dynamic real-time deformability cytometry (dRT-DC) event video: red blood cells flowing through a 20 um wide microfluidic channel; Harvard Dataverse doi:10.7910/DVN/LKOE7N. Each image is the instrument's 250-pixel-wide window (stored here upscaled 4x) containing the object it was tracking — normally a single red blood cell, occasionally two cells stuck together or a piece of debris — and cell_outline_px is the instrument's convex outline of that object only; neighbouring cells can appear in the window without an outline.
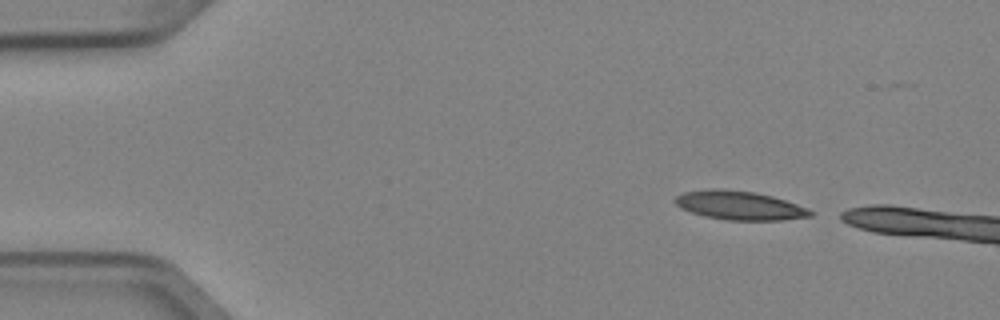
{"species": "Egyptian fruit bat (a non-hibernating species)", "species_latin": "Rousettus aegyptiacus", "temperature_condition": "cold", "stored_images_in_passage": 3, "camera_frame_rate_fps": 3000, "um_per_image_px": 0.085, "animal": {"sex": "female"}, "frame": {"image": 1, "passage_image": 1, "time_ms": 0.0, "image_size_px": [1000, 320], "cell_outline_px": [[812, 216], [784, 220], [728, 220], [704, 216], [680, 208], [676, 204], [676, 196], [684, 192], [708, 188], [724, 188], [756, 192], [772, 196], [808, 208], [812, 212]], "centroid_in_image_um": [62.85, 17.45], "position_along_channel_um": 22.2, "area_um2": 22.77}}